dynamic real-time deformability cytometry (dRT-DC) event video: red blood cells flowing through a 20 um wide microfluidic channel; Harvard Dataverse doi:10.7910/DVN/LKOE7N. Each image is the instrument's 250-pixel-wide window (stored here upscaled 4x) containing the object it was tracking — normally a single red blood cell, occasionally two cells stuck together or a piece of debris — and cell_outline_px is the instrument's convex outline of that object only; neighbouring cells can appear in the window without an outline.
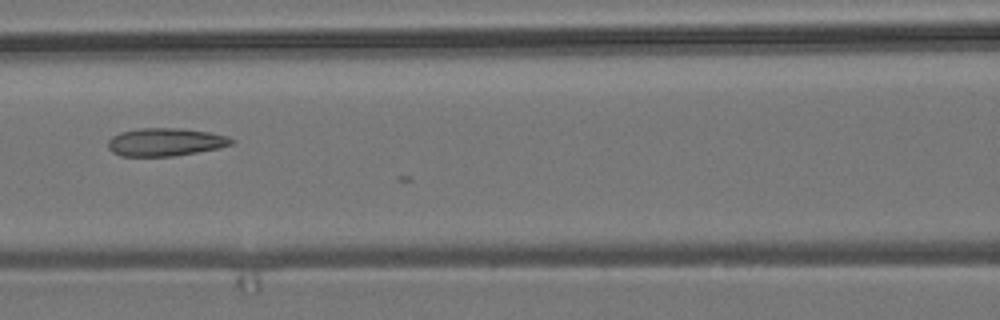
{"species": "common noctule bat (a hibernating species)", "species_latin": "Nyctalus noctula", "temperature_condition": "room temperature", "stored_images_in_passage": 8, "camera_frame_rate_fps": 3000, "um_per_image_px": 0.085, "animal": {"sex": "male", "body_mass_g": 19.2, "forearm_length_mm": 51.8}, "frame": {"image": 1, "passage_image": 5, "time_ms": 1.333, "image_size_px": [1000, 320], "cell_outline_px": [[236, 140], [232, 144], [220, 148], [172, 156], [120, 156], [112, 152], [108, 148], [108, 140], [112, 136], [120, 132], [140, 128], [184, 128], [208, 132], [228, 136]], "centroid_in_image_um": [14.06, 12.07], "position_along_channel_um": 152.5, "area_um2": 20.23}}
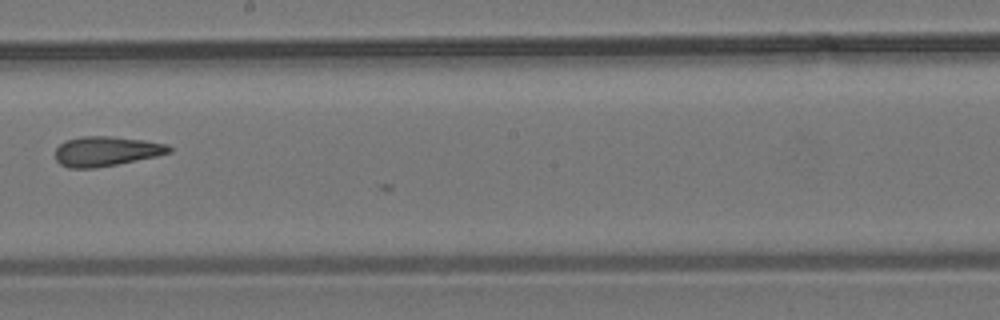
{"frame": {"image": 2, "passage_image": 7, "time_ms": 2.0, "image_size_px": [1000, 320], "cell_outline_px": [[172, 152], [156, 156], [96, 168], [68, 168], [60, 164], [56, 160], [56, 148], [64, 140], [80, 136], [112, 136], [144, 140], [168, 144], [172, 148]], "centroid_in_image_um": [9.01, 12.84], "position_along_channel_um": 239.2, "area_um2": 19.83}}
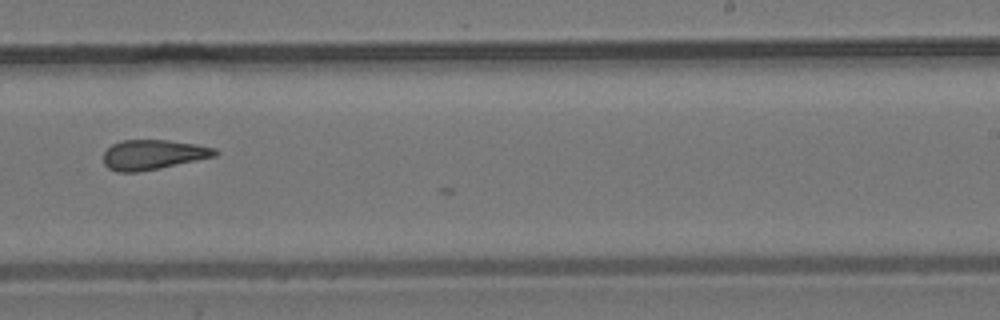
{"frame": {"image": 3, "passage_image": 8, "time_ms": 2.333, "image_size_px": [1000, 320], "cell_outline_px": [[220, 152], [216, 156], [160, 168], [136, 172], [116, 172], [108, 168], [104, 164], [104, 152], [112, 144], [120, 140], [168, 140], [196, 144], [216, 148]], "centroid_in_image_um": [13.02, 13.14], "position_along_channel_um": 276.0, "area_um2": 19.48}}